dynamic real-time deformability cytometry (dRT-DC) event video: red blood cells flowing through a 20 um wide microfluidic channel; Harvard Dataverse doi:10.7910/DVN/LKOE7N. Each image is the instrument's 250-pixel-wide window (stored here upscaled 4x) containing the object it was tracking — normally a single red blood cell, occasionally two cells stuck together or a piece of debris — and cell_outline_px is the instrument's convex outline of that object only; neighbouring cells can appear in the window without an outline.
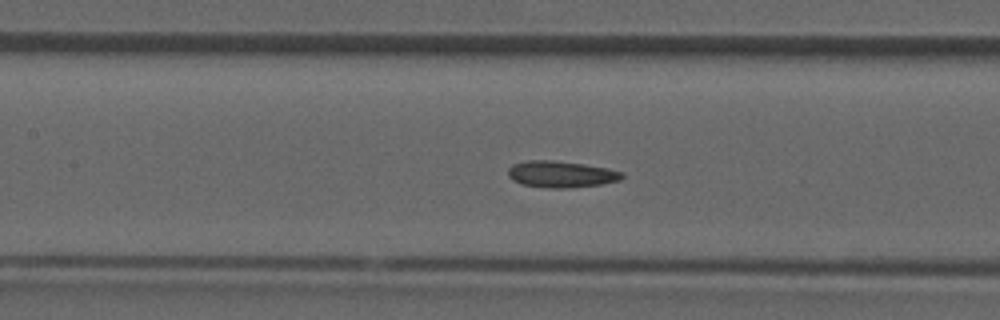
{"species": "common noctule bat (a hibernating species)", "species_latin": "Nyctalus noctula", "temperature_condition": "room temperature", "stored_images_in_passage": 40, "camera_frame_rate_fps": 3000, "um_per_image_px": 0.085, "animal": {"sex": "male", "forearm_length_mm": 52.5}, "frame": {"image": 1, "passage_image": 18, "time_ms": 5.667, "image_size_px": [1000, 320], "cell_outline_px": [[624, 176], [620, 180], [600, 184], [568, 188], [548, 188], [520, 184], [512, 180], [508, 176], [508, 168], [512, 164], [524, 160], [552, 160], [584, 164], [608, 168], [624, 172]], "centroid_in_image_um": [47.66, 14.8], "position_along_channel_um": 159.7, "area_um2": 17.8}}